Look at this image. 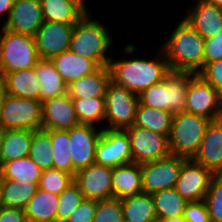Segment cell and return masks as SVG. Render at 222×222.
Here are the masks:
<instances>
[{
    "mask_svg": "<svg viewBox=\"0 0 222 222\" xmlns=\"http://www.w3.org/2000/svg\"><path fill=\"white\" fill-rule=\"evenodd\" d=\"M164 37L160 48L172 70L198 73L204 66V42L202 37L182 17Z\"/></svg>",
    "mask_w": 222,
    "mask_h": 222,
    "instance_id": "7a4b0ae2",
    "label": "cell"
},
{
    "mask_svg": "<svg viewBox=\"0 0 222 222\" xmlns=\"http://www.w3.org/2000/svg\"><path fill=\"white\" fill-rule=\"evenodd\" d=\"M13 3L14 0H0V20L2 21L0 22V26H2V23L4 24L8 19Z\"/></svg>",
    "mask_w": 222,
    "mask_h": 222,
    "instance_id": "bcb514c9",
    "label": "cell"
},
{
    "mask_svg": "<svg viewBox=\"0 0 222 222\" xmlns=\"http://www.w3.org/2000/svg\"><path fill=\"white\" fill-rule=\"evenodd\" d=\"M92 222H124L121 199L110 198L97 201Z\"/></svg>",
    "mask_w": 222,
    "mask_h": 222,
    "instance_id": "ab89813d",
    "label": "cell"
},
{
    "mask_svg": "<svg viewBox=\"0 0 222 222\" xmlns=\"http://www.w3.org/2000/svg\"><path fill=\"white\" fill-rule=\"evenodd\" d=\"M124 222H151L158 219L152 194L139 193L121 198Z\"/></svg>",
    "mask_w": 222,
    "mask_h": 222,
    "instance_id": "f1b7e54d",
    "label": "cell"
},
{
    "mask_svg": "<svg viewBox=\"0 0 222 222\" xmlns=\"http://www.w3.org/2000/svg\"><path fill=\"white\" fill-rule=\"evenodd\" d=\"M90 10L92 9H89L75 23L69 50L77 55L94 60L100 67L108 66L112 57L111 53H113L112 47L115 45L112 36L115 35L113 31L109 32L110 29L108 28L110 27H106L107 25L103 22V19L100 21L101 19L93 16Z\"/></svg>",
    "mask_w": 222,
    "mask_h": 222,
    "instance_id": "3957f363",
    "label": "cell"
},
{
    "mask_svg": "<svg viewBox=\"0 0 222 222\" xmlns=\"http://www.w3.org/2000/svg\"><path fill=\"white\" fill-rule=\"evenodd\" d=\"M137 46L135 43H127L125 47L123 46L119 59L114 58V50L108 66L112 82L139 95L151 85L162 81L170 68L160 47L155 49L157 52H153L156 55H153L152 59L151 56L149 57L146 54L133 56L136 51H139ZM127 54L129 55L128 58ZM131 54L132 57H130Z\"/></svg>",
    "mask_w": 222,
    "mask_h": 222,
    "instance_id": "6da1fadb",
    "label": "cell"
},
{
    "mask_svg": "<svg viewBox=\"0 0 222 222\" xmlns=\"http://www.w3.org/2000/svg\"><path fill=\"white\" fill-rule=\"evenodd\" d=\"M102 132L103 129L89 124H78L68 130L69 154L76 171L95 163L96 146Z\"/></svg>",
    "mask_w": 222,
    "mask_h": 222,
    "instance_id": "7c38bea8",
    "label": "cell"
},
{
    "mask_svg": "<svg viewBox=\"0 0 222 222\" xmlns=\"http://www.w3.org/2000/svg\"><path fill=\"white\" fill-rule=\"evenodd\" d=\"M163 222H186L183 216H177L172 218H166L162 220Z\"/></svg>",
    "mask_w": 222,
    "mask_h": 222,
    "instance_id": "c3c4849f",
    "label": "cell"
},
{
    "mask_svg": "<svg viewBox=\"0 0 222 222\" xmlns=\"http://www.w3.org/2000/svg\"><path fill=\"white\" fill-rule=\"evenodd\" d=\"M80 124H89L104 129L105 98H72Z\"/></svg>",
    "mask_w": 222,
    "mask_h": 222,
    "instance_id": "836d02e7",
    "label": "cell"
},
{
    "mask_svg": "<svg viewBox=\"0 0 222 222\" xmlns=\"http://www.w3.org/2000/svg\"><path fill=\"white\" fill-rule=\"evenodd\" d=\"M213 173L192 159H186L175 184L177 192L188 202L204 200Z\"/></svg>",
    "mask_w": 222,
    "mask_h": 222,
    "instance_id": "9a60e30c",
    "label": "cell"
},
{
    "mask_svg": "<svg viewBox=\"0 0 222 222\" xmlns=\"http://www.w3.org/2000/svg\"><path fill=\"white\" fill-rule=\"evenodd\" d=\"M35 73L40 82V101L43 102L67 93V85L50 59H39Z\"/></svg>",
    "mask_w": 222,
    "mask_h": 222,
    "instance_id": "83f0119b",
    "label": "cell"
},
{
    "mask_svg": "<svg viewBox=\"0 0 222 222\" xmlns=\"http://www.w3.org/2000/svg\"><path fill=\"white\" fill-rule=\"evenodd\" d=\"M183 218L186 222H211L204 200L188 202Z\"/></svg>",
    "mask_w": 222,
    "mask_h": 222,
    "instance_id": "7bdbcfd3",
    "label": "cell"
},
{
    "mask_svg": "<svg viewBox=\"0 0 222 222\" xmlns=\"http://www.w3.org/2000/svg\"><path fill=\"white\" fill-rule=\"evenodd\" d=\"M209 123V119L185 111L174 114L168 137L171 155L192 159Z\"/></svg>",
    "mask_w": 222,
    "mask_h": 222,
    "instance_id": "8992f818",
    "label": "cell"
},
{
    "mask_svg": "<svg viewBox=\"0 0 222 222\" xmlns=\"http://www.w3.org/2000/svg\"><path fill=\"white\" fill-rule=\"evenodd\" d=\"M52 144L49 133L44 129L34 130L29 157L42 171L53 168Z\"/></svg>",
    "mask_w": 222,
    "mask_h": 222,
    "instance_id": "d590c367",
    "label": "cell"
},
{
    "mask_svg": "<svg viewBox=\"0 0 222 222\" xmlns=\"http://www.w3.org/2000/svg\"><path fill=\"white\" fill-rule=\"evenodd\" d=\"M184 111L210 121L219 120L222 115V96L196 74L187 89Z\"/></svg>",
    "mask_w": 222,
    "mask_h": 222,
    "instance_id": "30bf717a",
    "label": "cell"
},
{
    "mask_svg": "<svg viewBox=\"0 0 222 222\" xmlns=\"http://www.w3.org/2000/svg\"><path fill=\"white\" fill-rule=\"evenodd\" d=\"M50 60L66 85L95 72L100 67L94 60L77 55L70 50L63 51Z\"/></svg>",
    "mask_w": 222,
    "mask_h": 222,
    "instance_id": "7402d4cb",
    "label": "cell"
},
{
    "mask_svg": "<svg viewBox=\"0 0 222 222\" xmlns=\"http://www.w3.org/2000/svg\"><path fill=\"white\" fill-rule=\"evenodd\" d=\"M174 114L138 104L134 126L147 128L169 137Z\"/></svg>",
    "mask_w": 222,
    "mask_h": 222,
    "instance_id": "1f68e13d",
    "label": "cell"
},
{
    "mask_svg": "<svg viewBox=\"0 0 222 222\" xmlns=\"http://www.w3.org/2000/svg\"><path fill=\"white\" fill-rule=\"evenodd\" d=\"M125 130L129 135L133 163L143 164L171 155L166 135L134 125Z\"/></svg>",
    "mask_w": 222,
    "mask_h": 222,
    "instance_id": "9c48e42d",
    "label": "cell"
},
{
    "mask_svg": "<svg viewBox=\"0 0 222 222\" xmlns=\"http://www.w3.org/2000/svg\"><path fill=\"white\" fill-rule=\"evenodd\" d=\"M44 21L77 23L90 9L89 0H40Z\"/></svg>",
    "mask_w": 222,
    "mask_h": 222,
    "instance_id": "44dd1931",
    "label": "cell"
},
{
    "mask_svg": "<svg viewBox=\"0 0 222 222\" xmlns=\"http://www.w3.org/2000/svg\"><path fill=\"white\" fill-rule=\"evenodd\" d=\"M78 124L73 99L67 93L42 102V129L69 130Z\"/></svg>",
    "mask_w": 222,
    "mask_h": 222,
    "instance_id": "ac0fdd59",
    "label": "cell"
},
{
    "mask_svg": "<svg viewBox=\"0 0 222 222\" xmlns=\"http://www.w3.org/2000/svg\"><path fill=\"white\" fill-rule=\"evenodd\" d=\"M43 23L40 0H14L10 15L2 27L14 33L34 37Z\"/></svg>",
    "mask_w": 222,
    "mask_h": 222,
    "instance_id": "e0dca14e",
    "label": "cell"
},
{
    "mask_svg": "<svg viewBox=\"0 0 222 222\" xmlns=\"http://www.w3.org/2000/svg\"><path fill=\"white\" fill-rule=\"evenodd\" d=\"M39 60L35 38L0 26V80L10 72L36 66Z\"/></svg>",
    "mask_w": 222,
    "mask_h": 222,
    "instance_id": "5b68a950",
    "label": "cell"
},
{
    "mask_svg": "<svg viewBox=\"0 0 222 222\" xmlns=\"http://www.w3.org/2000/svg\"><path fill=\"white\" fill-rule=\"evenodd\" d=\"M6 91L4 85L0 82V120H1V112H2V106L4 102V97L6 96Z\"/></svg>",
    "mask_w": 222,
    "mask_h": 222,
    "instance_id": "7dc6e473",
    "label": "cell"
},
{
    "mask_svg": "<svg viewBox=\"0 0 222 222\" xmlns=\"http://www.w3.org/2000/svg\"><path fill=\"white\" fill-rule=\"evenodd\" d=\"M25 212L19 208L3 207L0 209V222H26Z\"/></svg>",
    "mask_w": 222,
    "mask_h": 222,
    "instance_id": "f6af8a7d",
    "label": "cell"
},
{
    "mask_svg": "<svg viewBox=\"0 0 222 222\" xmlns=\"http://www.w3.org/2000/svg\"><path fill=\"white\" fill-rule=\"evenodd\" d=\"M197 74L222 96V59L205 64Z\"/></svg>",
    "mask_w": 222,
    "mask_h": 222,
    "instance_id": "60d3db41",
    "label": "cell"
},
{
    "mask_svg": "<svg viewBox=\"0 0 222 222\" xmlns=\"http://www.w3.org/2000/svg\"><path fill=\"white\" fill-rule=\"evenodd\" d=\"M42 170L28 156L4 162L0 166V179H9L21 184H39Z\"/></svg>",
    "mask_w": 222,
    "mask_h": 222,
    "instance_id": "f546056e",
    "label": "cell"
},
{
    "mask_svg": "<svg viewBox=\"0 0 222 222\" xmlns=\"http://www.w3.org/2000/svg\"><path fill=\"white\" fill-rule=\"evenodd\" d=\"M205 1H207L209 3H213L217 6H219L220 8H222V0H205Z\"/></svg>",
    "mask_w": 222,
    "mask_h": 222,
    "instance_id": "681fc988",
    "label": "cell"
},
{
    "mask_svg": "<svg viewBox=\"0 0 222 222\" xmlns=\"http://www.w3.org/2000/svg\"><path fill=\"white\" fill-rule=\"evenodd\" d=\"M193 6L184 11V19L205 39L216 36L222 30V8L205 0H192Z\"/></svg>",
    "mask_w": 222,
    "mask_h": 222,
    "instance_id": "d6986e66",
    "label": "cell"
},
{
    "mask_svg": "<svg viewBox=\"0 0 222 222\" xmlns=\"http://www.w3.org/2000/svg\"><path fill=\"white\" fill-rule=\"evenodd\" d=\"M42 129V102L6 94L1 112V130Z\"/></svg>",
    "mask_w": 222,
    "mask_h": 222,
    "instance_id": "ba28073f",
    "label": "cell"
},
{
    "mask_svg": "<svg viewBox=\"0 0 222 222\" xmlns=\"http://www.w3.org/2000/svg\"><path fill=\"white\" fill-rule=\"evenodd\" d=\"M50 135L52 144L53 168L71 173L73 176L76 170L73 168L72 159L69 154L68 130H46Z\"/></svg>",
    "mask_w": 222,
    "mask_h": 222,
    "instance_id": "e575fe53",
    "label": "cell"
},
{
    "mask_svg": "<svg viewBox=\"0 0 222 222\" xmlns=\"http://www.w3.org/2000/svg\"><path fill=\"white\" fill-rule=\"evenodd\" d=\"M192 71L170 69L164 79L138 95L139 104L173 114L184 111Z\"/></svg>",
    "mask_w": 222,
    "mask_h": 222,
    "instance_id": "277c9868",
    "label": "cell"
},
{
    "mask_svg": "<svg viewBox=\"0 0 222 222\" xmlns=\"http://www.w3.org/2000/svg\"><path fill=\"white\" fill-rule=\"evenodd\" d=\"M33 131L27 129L0 131V166L4 162L28 157Z\"/></svg>",
    "mask_w": 222,
    "mask_h": 222,
    "instance_id": "484cf974",
    "label": "cell"
},
{
    "mask_svg": "<svg viewBox=\"0 0 222 222\" xmlns=\"http://www.w3.org/2000/svg\"><path fill=\"white\" fill-rule=\"evenodd\" d=\"M111 81L109 66L99 67L95 72L85 75L67 85L71 98H105L108 83Z\"/></svg>",
    "mask_w": 222,
    "mask_h": 222,
    "instance_id": "603a6c76",
    "label": "cell"
},
{
    "mask_svg": "<svg viewBox=\"0 0 222 222\" xmlns=\"http://www.w3.org/2000/svg\"><path fill=\"white\" fill-rule=\"evenodd\" d=\"M157 218L163 220L183 216L188 203L175 188H169L152 194Z\"/></svg>",
    "mask_w": 222,
    "mask_h": 222,
    "instance_id": "d6a6232c",
    "label": "cell"
},
{
    "mask_svg": "<svg viewBox=\"0 0 222 222\" xmlns=\"http://www.w3.org/2000/svg\"><path fill=\"white\" fill-rule=\"evenodd\" d=\"M185 158L169 155L166 158L141 164L144 193L174 188Z\"/></svg>",
    "mask_w": 222,
    "mask_h": 222,
    "instance_id": "8fae6325",
    "label": "cell"
},
{
    "mask_svg": "<svg viewBox=\"0 0 222 222\" xmlns=\"http://www.w3.org/2000/svg\"><path fill=\"white\" fill-rule=\"evenodd\" d=\"M113 167L93 163L76 171L74 182L78 185L85 199L106 200L113 198Z\"/></svg>",
    "mask_w": 222,
    "mask_h": 222,
    "instance_id": "5bb4252c",
    "label": "cell"
},
{
    "mask_svg": "<svg viewBox=\"0 0 222 222\" xmlns=\"http://www.w3.org/2000/svg\"><path fill=\"white\" fill-rule=\"evenodd\" d=\"M37 188L36 183L21 184L9 179H0L1 205L24 210Z\"/></svg>",
    "mask_w": 222,
    "mask_h": 222,
    "instance_id": "4dcf8cb0",
    "label": "cell"
},
{
    "mask_svg": "<svg viewBox=\"0 0 222 222\" xmlns=\"http://www.w3.org/2000/svg\"><path fill=\"white\" fill-rule=\"evenodd\" d=\"M138 104V95L110 81L105 93L104 129L125 130L133 126Z\"/></svg>",
    "mask_w": 222,
    "mask_h": 222,
    "instance_id": "52a82bcc",
    "label": "cell"
},
{
    "mask_svg": "<svg viewBox=\"0 0 222 222\" xmlns=\"http://www.w3.org/2000/svg\"><path fill=\"white\" fill-rule=\"evenodd\" d=\"M222 59V30L216 36L205 39L204 65Z\"/></svg>",
    "mask_w": 222,
    "mask_h": 222,
    "instance_id": "ee69618b",
    "label": "cell"
},
{
    "mask_svg": "<svg viewBox=\"0 0 222 222\" xmlns=\"http://www.w3.org/2000/svg\"><path fill=\"white\" fill-rule=\"evenodd\" d=\"M97 207V200L83 199L70 214L66 222H92Z\"/></svg>",
    "mask_w": 222,
    "mask_h": 222,
    "instance_id": "b9f144b4",
    "label": "cell"
},
{
    "mask_svg": "<svg viewBox=\"0 0 222 222\" xmlns=\"http://www.w3.org/2000/svg\"><path fill=\"white\" fill-rule=\"evenodd\" d=\"M0 82L8 95L40 101V82L35 67L7 73Z\"/></svg>",
    "mask_w": 222,
    "mask_h": 222,
    "instance_id": "cb8c5ba5",
    "label": "cell"
},
{
    "mask_svg": "<svg viewBox=\"0 0 222 222\" xmlns=\"http://www.w3.org/2000/svg\"><path fill=\"white\" fill-rule=\"evenodd\" d=\"M95 163L107 167L132 163L129 135L126 130L103 129L96 146Z\"/></svg>",
    "mask_w": 222,
    "mask_h": 222,
    "instance_id": "4fadbf2b",
    "label": "cell"
},
{
    "mask_svg": "<svg viewBox=\"0 0 222 222\" xmlns=\"http://www.w3.org/2000/svg\"><path fill=\"white\" fill-rule=\"evenodd\" d=\"M84 195L78 185L73 182L61 194H59L56 222L66 221L70 214L83 201Z\"/></svg>",
    "mask_w": 222,
    "mask_h": 222,
    "instance_id": "f35d334b",
    "label": "cell"
},
{
    "mask_svg": "<svg viewBox=\"0 0 222 222\" xmlns=\"http://www.w3.org/2000/svg\"><path fill=\"white\" fill-rule=\"evenodd\" d=\"M59 195L37 188L24 209L27 221L56 222Z\"/></svg>",
    "mask_w": 222,
    "mask_h": 222,
    "instance_id": "4316f807",
    "label": "cell"
},
{
    "mask_svg": "<svg viewBox=\"0 0 222 222\" xmlns=\"http://www.w3.org/2000/svg\"><path fill=\"white\" fill-rule=\"evenodd\" d=\"M213 174L222 173V122L210 121L197 153L192 158Z\"/></svg>",
    "mask_w": 222,
    "mask_h": 222,
    "instance_id": "ffe728a7",
    "label": "cell"
},
{
    "mask_svg": "<svg viewBox=\"0 0 222 222\" xmlns=\"http://www.w3.org/2000/svg\"><path fill=\"white\" fill-rule=\"evenodd\" d=\"M73 182L74 176L71 173L49 168L42 171L38 188L59 195Z\"/></svg>",
    "mask_w": 222,
    "mask_h": 222,
    "instance_id": "8d00e7d4",
    "label": "cell"
},
{
    "mask_svg": "<svg viewBox=\"0 0 222 222\" xmlns=\"http://www.w3.org/2000/svg\"><path fill=\"white\" fill-rule=\"evenodd\" d=\"M211 222H222V173L213 174L204 198Z\"/></svg>",
    "mask_w": 222,
    "mask_h": 222,
    "instance_id": "74e56055",
    "label": "cell"
},
{
    "mask_svg": "<svg viewBox=\"0 0 222 222\" xmlns=\"http://www.w3.org/2000/svg\"><path fill=\"white\" fill-rule=\"evenodd\" d=\"M113 198H124L143 192L141 164L128 163L113 167Z\"/></svg>",
    "mask_w": 222,
    "mask_h": 222,
    "instance_id": "d4e9b609",
    "label": "cell"
},
{
    "mask_svg": "<svg viewBox=\"0 0 222 222\" xmlns=\"http://www.w3.org/2000/svg\"><path fill=\"white\" fill-rule=\"evenodd\" d=\"M151 222H163L162 220H159V219H156V220H153Z\"/></svg>",
    "mask_w": 222,
    "mask_h": 222,
    "instance_id": "f907efd6",
    "label": "cell"
},
{
    "mask_svg": "<svg viewBox=\"0 0 222 222\" xmlns=\"http://www.w3.org/2000/svg\"><path fill=\"white\" fill-rule=\"evenodd\" d=\"M74 25L44 21L34 36L39 59H51L69 50Z\"/></svg>",
    "mask_w": 222,
    "mask_h": 222,
    "instance_id": "2e32d148",
    "label": "cell"
}]
</instances>
